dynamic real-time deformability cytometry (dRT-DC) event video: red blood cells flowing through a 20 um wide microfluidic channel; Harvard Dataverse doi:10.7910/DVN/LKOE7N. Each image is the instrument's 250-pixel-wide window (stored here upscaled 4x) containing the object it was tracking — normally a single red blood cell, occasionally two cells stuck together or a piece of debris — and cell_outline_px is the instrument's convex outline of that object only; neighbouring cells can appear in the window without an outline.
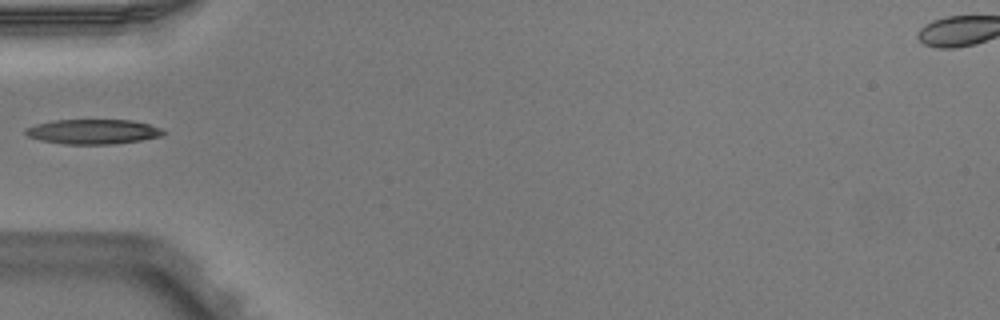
{"species": "Egyptian fruit bat (a non-hibernating species)", "species_latin": "Rousettus aegyptiacus", "temperature_condition": "warm", "stored_images_in_passage": 4, "camera_frame_rate_fps": 3000, "um_per_image_px": 0.085, "animal": {"sex": "male"}, "frame": {"image": 1, "passage_image": 3, "time_ms": 0.667, "image_size_px": [1000, 320], "cell_outline_px": [[168, 132], [160, 136], [140, 140], [112, 144], [64, 144], [40, 140], [28, 136], [24, 132], [24, 128], [36, 124], [52, 120], [132, 120], [148, 124], [160, 128]], "centroid_in_image_um": [7.88, 11.19], "position_along_channel_um": 77.1, "area_um2": 19.88}}
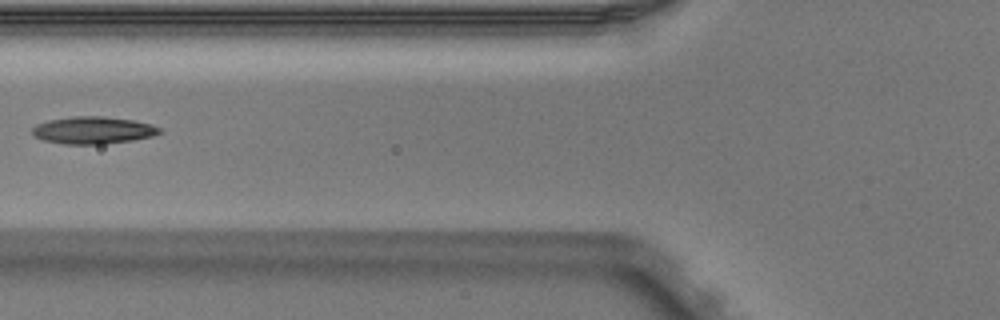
{"frame": {"image": 2, "passage_image": 4, "time_ms": 1.0, "image_size_px": [1000, 320], "cell_outline_px": [[160, 132], [152, 136], [132, 140], [100, 144], [64, 144], [44, 140], [32, 136], [32, 128], [36, 124], [48, 120], [72, 116], [104, 116], [132, 120], [152, 124], [160, 128]], "centroid_in_image_um": [7.87, 11.06], "position_along_channel_um": 117.9, "area_um2": 20.17}}